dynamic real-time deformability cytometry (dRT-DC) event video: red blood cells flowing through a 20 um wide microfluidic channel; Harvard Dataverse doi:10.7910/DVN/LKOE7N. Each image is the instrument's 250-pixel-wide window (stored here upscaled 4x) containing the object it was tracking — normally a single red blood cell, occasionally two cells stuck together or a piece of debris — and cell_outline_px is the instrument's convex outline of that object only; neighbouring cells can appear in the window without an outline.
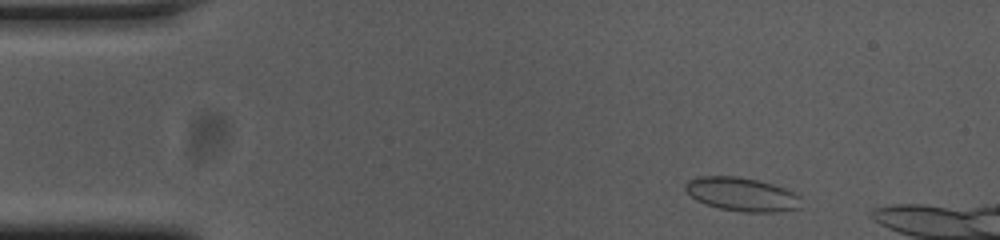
{"species": "common noctule bat (a hibernating species)", "species_latin": "Nyctalus noctula", "temperature_condition": "cold", "stored_images_in_passage": 45, "camera_frame_rate_fps": 3000, "um_per_image_px": 0.085, "animal": {"sex": "female", "body_mass_g": 23.0, "forearm_length_mm": 53.4}, "frame": {"image": 1, "passage_image": 4, "time_ms": 1.0, "image_size_px": [1000, 240], "cell_outline_px": [[800, 208], [776, 212], [744, 212], [720, 208], [704, 204], [696, 200], [684, 188], [684, 184], [688, 180], [700, 176], [740, 176], [772, 184], [784, 188], [800, 196]], "centroid_in_image_um": [63.04, 16.51], "position_along_channel_um": 22.0, "area_um2": 22.66}}
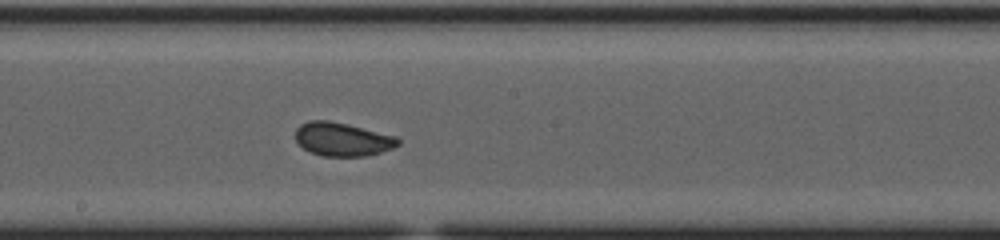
{"frame": {"image": 2, "passage_image": 26, "time_ms": 8.333, "image_size_px": [1000, 240], "cell_outline_px": [[400, 144], [392, 148], [368, 156], [324, 156], [312, 152], [304, 148], [296, 140], [296, 128], [300, 124], [308, 120], [328, 120], [348, 124], [396, 136], [400, 140]], "centroid_in_image_um": [29.11, 11.83], "position_along_channel_um": 219.1, "area_um2": 20.0}}
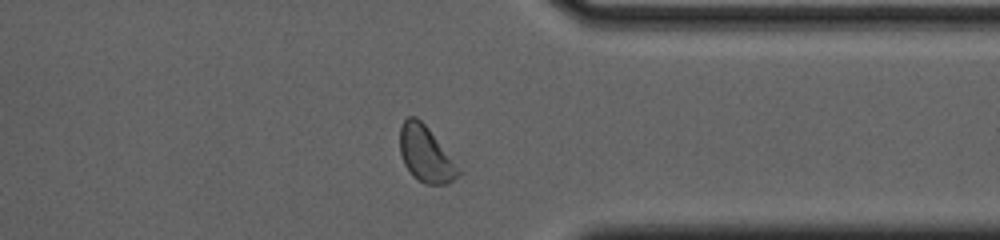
{"frame": {"image": 3, "passage_image": 39, "time_ms": 12.667, "image_size_px": [1000, 240], "cell_outline_px": [[464, 172], [448, 184], [424, 184], [412, 176], [404, 164], [400, 152], [400, 128], [404, 120], [408, 116], [416, 116], [464, 160]], "centroid_in_image_um": [36.38, 13.11], "position_along_channel_um": 375.0, "area_um2": 20.92}, "authors_computed_cell_mechanics": {"area_um2": 20.519, "velocity_mm_per_s": 3.723, "shape_relaxation_time_tau1_ms": 5.4358, "shape_relaxation_time_tau2_ms": 0.6348, "deformation_change_tau1": 0.0906, "deformation_change_tau2": 0.0439}}